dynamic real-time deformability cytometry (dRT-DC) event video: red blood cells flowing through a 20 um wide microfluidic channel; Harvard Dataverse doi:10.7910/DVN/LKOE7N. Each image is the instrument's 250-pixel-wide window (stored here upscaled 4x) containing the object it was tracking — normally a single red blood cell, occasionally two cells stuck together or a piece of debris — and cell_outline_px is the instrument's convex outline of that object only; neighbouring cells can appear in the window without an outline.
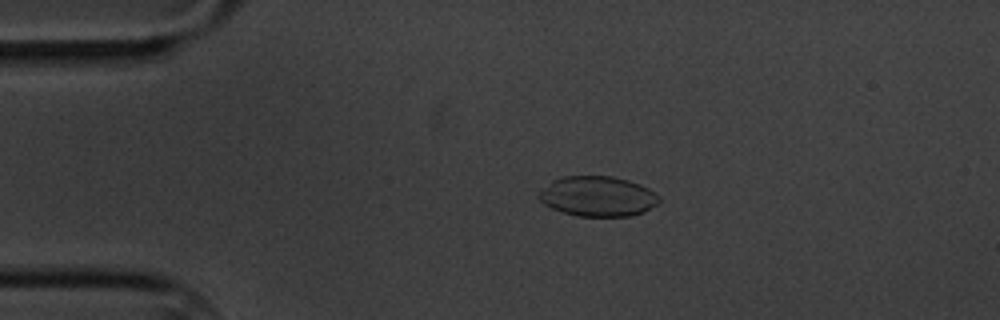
{"species": "common noctule bat (a hibernating species)", "species_latin": "Nyctalus noctula", "temperature_condition": "cold", "stored_images_in_passage": 4, "camera_frame_rate_fps": 3000, "um_per_image_px": 0.085, "animal": {"sex": "male", "body_mass_g": 20.1, "forearm_length_mm": 53.5}, "frame": {"image": 1, "passage_image": 3, "time_ms": 2.333, "image_size_px": [1000, 320], "cell_outline_px": [[660, 204], [644, 212], [628, 216], [576, 216], [552, 208], [544, 204], [536, 196], [552, 180], [560, 176], [612, 176], [628, 180], [640, 184], [648, 188], [660, 196]], "centroid_in_image_um": [50.83, 16.68], "position_along_channel_um": 34.2, "area_um2": 28.26}}